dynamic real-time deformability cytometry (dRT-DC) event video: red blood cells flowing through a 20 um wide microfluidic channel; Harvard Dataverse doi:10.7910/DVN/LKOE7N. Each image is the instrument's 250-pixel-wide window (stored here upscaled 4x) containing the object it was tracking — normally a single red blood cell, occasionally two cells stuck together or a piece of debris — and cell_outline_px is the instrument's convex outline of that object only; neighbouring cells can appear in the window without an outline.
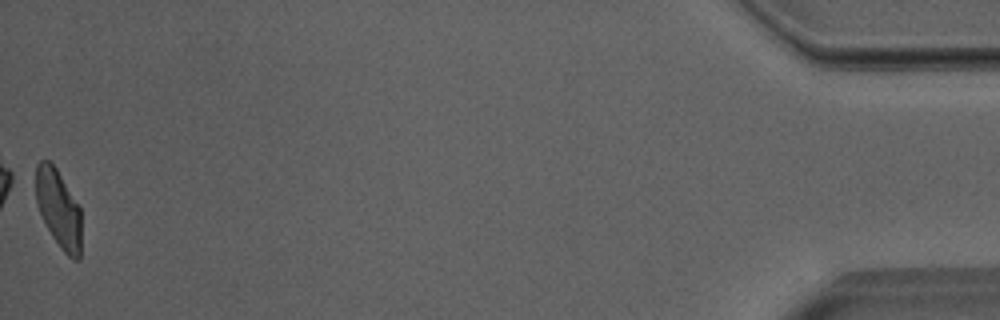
{"species": "Egyptian fruit bat (a non-hibernating species)", "species_latin": "Rousettus aegyptiacus", "temperature_condition": "room temperature", "stored_images_in_passage": 53, "camera_frame_rate_fps": 3000, "um_per_image_px": 0.085, "animal": {"sex": "male"}, "frame": {"image": 1, "passage_image": 53, "time_ms": 17.333, "image_size_px": [1000, 320], "cell_outline_px": [[80, 260], [72, 260], [60, 248], [52, 236], [40, 212], [36, 200], [36, 164], [40, 160], [48, 160], [56, 168], [80, 208]], "centroid_in_image_um": [4.97, 17.76], "position_along_channel_um": 430.2, "area_um2": 20.4}, "authors_computed_cell_mechanics": {"area_um2": 22.6576, "velocity_mm_per_s": 3.9958, "shape_relaxation_time_tau1_ms": 5.9886, "shape_relaxation_time_tau2_ms": 1.7021, "deformation_change_tau1": 0.1571, "deformation_change_tau2": 0.0729}}